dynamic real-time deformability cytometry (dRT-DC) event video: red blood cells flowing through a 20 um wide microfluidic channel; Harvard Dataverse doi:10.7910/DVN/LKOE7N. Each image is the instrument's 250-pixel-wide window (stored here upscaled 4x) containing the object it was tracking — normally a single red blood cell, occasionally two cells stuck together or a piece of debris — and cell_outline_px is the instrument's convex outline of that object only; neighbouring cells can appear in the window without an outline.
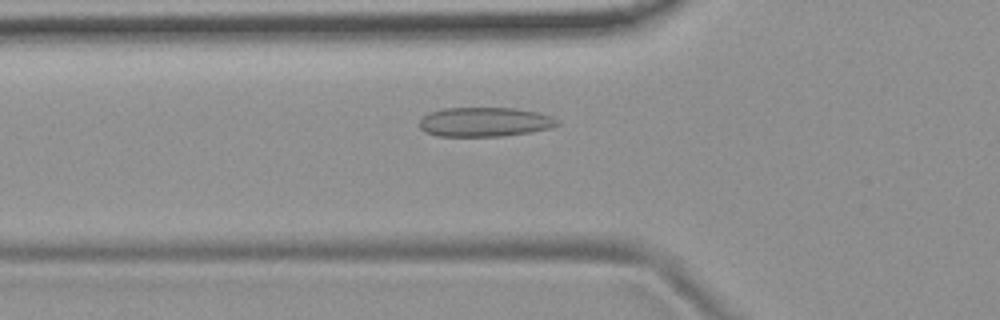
{"species": "common noctule bat (a hibernating species)", "species_latin": "Nyctalus noctula", "temperature_condition": "room temperature", "stored_images_in_passage": 48, "camera_frame_rate_fps": 3000, "um_per_image_px": 0.085, "animal": {"sex": "female", "body_mass_g": 19.9}, "frame": {"image": 1, "passage_image": 13, "time_ms": 4.0, "image_size_px": [1000, 320], "cell_outline_px": [[560, 124], [548, 128], [528, 132], [500, 136], [436, 136], [424, 132], [420, 128], [420, 120], [428, 112], [444, 108], [516, 108], [536, 112], [552, 116], [560, 120]], "centroid_in_image_um": [41.18, 10.36], "position_along_channel_um": 84.6, "area_um2": 23.58}}
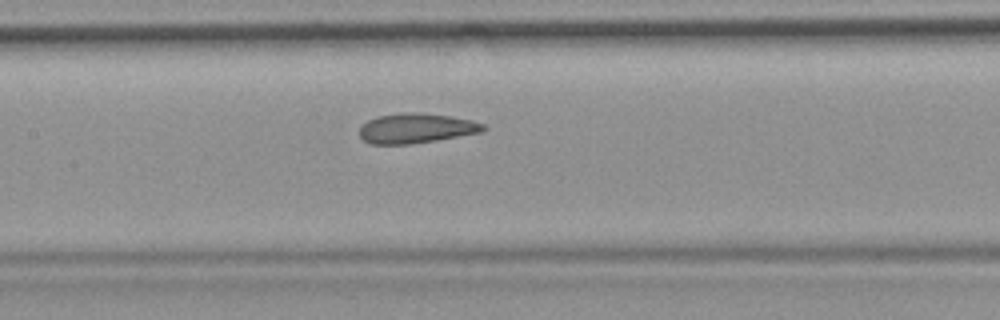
{"frame": {"image": 2, "passage_image": 20, "time_ms": 6.333, "image_size_px": [1000, 320], "cell_outline_px": [[488, 128], [480, 132], [436, 140], [412, 144], [372, 144], [364, 140], [360, 136], [360, 124], [376, 116], [400, 112], [420, 112], [452, 116], [472, 120], [484, 124]], "centroid_in_image_um": [35.35, 10.88], "position_along_channel_um": 172.0, "area_um2": 21.73}}
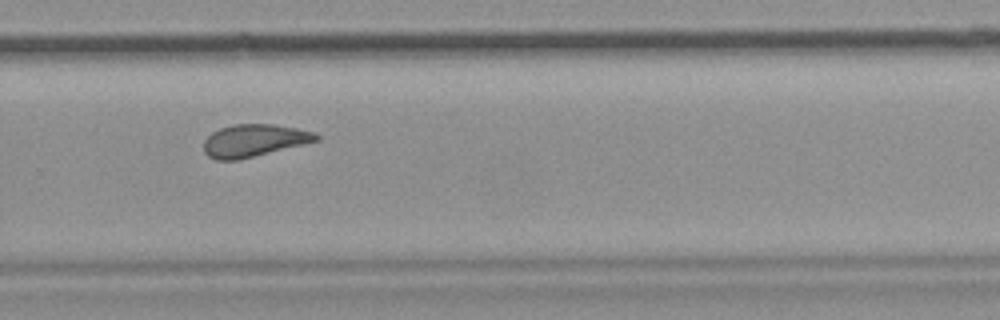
{"frame": {"image": 3, "passage_image": 31, "time_ms": 10.0, "image_size_px": [1000, 320], "cell_outline_px": [[320, 140], [240, 160], [216, 160], [208, 156], [204, 152], [204, 140], [212, 132], [220, 128], [232, 124], [276, 124], [296, 128], [312, 132], [320, 136]], "centroid_in_image_um": [21.58, 11.95], "position_along_channel_um": 308.2, "area_um2": 21.33}, "authors_computed_cell_mechanics": {"area_um2": 21.9929, "velocity_mm_per_s": 3.7334, "shape_relaxation_time_tau1_ms": null, "shape_relaxation_time_tau2_ms": 1.6028, "deformation_change_tau1": null, "deformation_change_tau2": 0.1009}}